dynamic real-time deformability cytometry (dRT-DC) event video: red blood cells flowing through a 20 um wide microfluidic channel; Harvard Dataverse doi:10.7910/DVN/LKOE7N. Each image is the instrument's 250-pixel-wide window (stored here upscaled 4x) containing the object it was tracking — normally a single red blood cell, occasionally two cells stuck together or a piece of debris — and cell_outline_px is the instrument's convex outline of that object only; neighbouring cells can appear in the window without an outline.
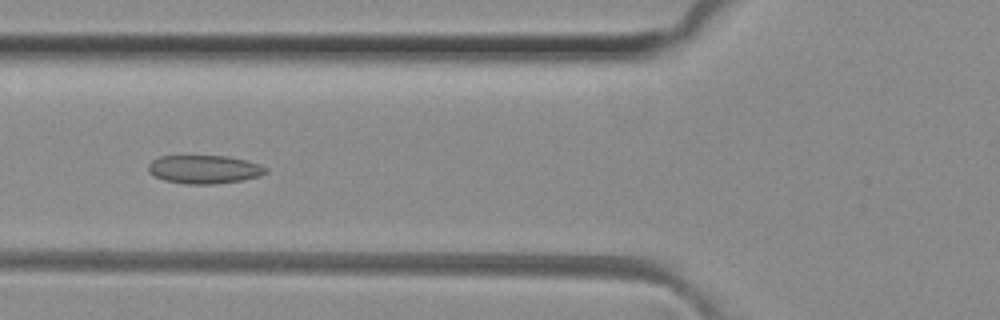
{"species": "common noctule bat (a hibernating species)", "species_latin": "Nyctalus noctula", "temperature_condition": "room temperature", "stored_images_in_passage": 50, "camera_frame_rate_fps": 3000, "um_per_image_px": 0.085, "animal": {"sex": "female", "body_mass_g": 29.2, "forearm_length_mm": 56.3}, "frame": {"image": 1, "passage_image": 19, "time_ms": 6.0, "image_size_px": [1000, 320], "cell_outline_px": [[268, 172], [260, 176], [240, 180], [212, 184], [184, 184], [164, 180], [148, 172], [148, 164], [152, 160], [160, 156], [228, 156], [260, 164], [268, 168]], "centroid_in_image_um": [17.36, 14.39], "position_along_channel_um": 108.4, "area_um2": 19.42}}
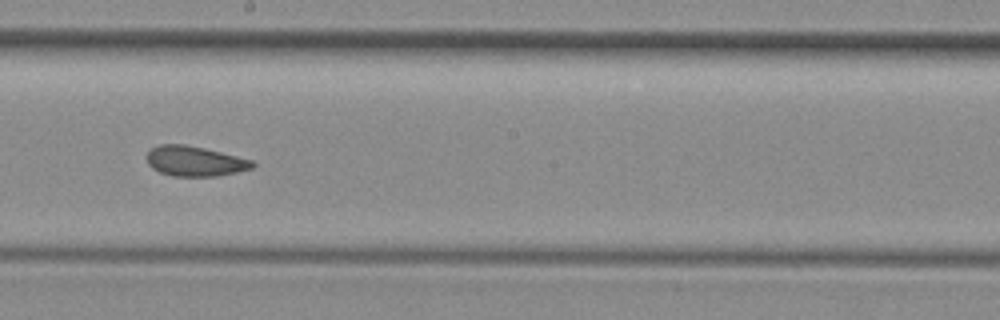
{"frame": {"image": 2, "passage_image": 28, "time_ms": 9.0, "image_size_px": [1000, 320], "cell_outline_px": [[256, 164], [252, 168], [236, 172], [216, 176], [172, 176], [160, 172], [152, 168], [148, 164], [144, 156], [152, 148], [160, 144], [184, 144], [204, 148], [252, 160]], "centroid_in_image_um": [16.51, 13.7], "position_along_channel_um": 231.7, "area_um2": 18.5}}
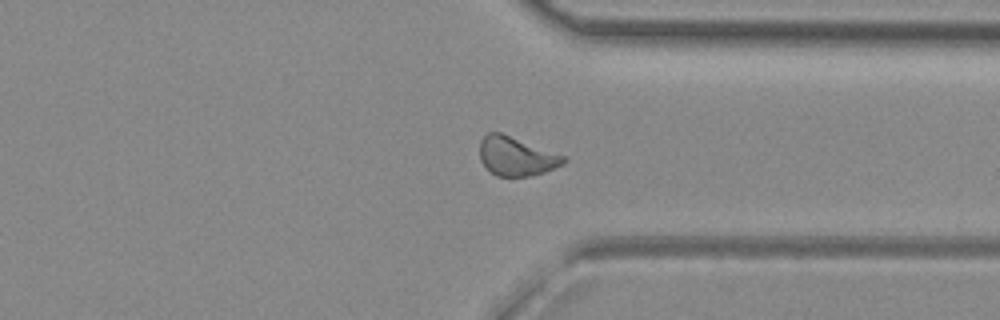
{"frame": {"image": 3, "passage_image": 38, "time_ms": 12.333, "image_size_px": [1000, 320], "cell_outline_px": [[568, 160], [564, 164], [544, 172], [528, 176], [496, 176], [480, 160], [480, 140], [488, 132], [500, 132], [564, 156]], "centroid_in_image_um": [43.87, 13.28], "position_along_channel_um": 367.5, "area_um2": 18.73}, "authors_computed_cell_mechanics": {"area_um2": 19.1607, "velocity_mm_per_s": 4.1053, "shape_relaxation_time_tau1_ms": null, "shape_relaxation_time_tau2_ms": 2.5832, "deformation_change_tau1": null, "deformation_change_tau2": 0.0783}}